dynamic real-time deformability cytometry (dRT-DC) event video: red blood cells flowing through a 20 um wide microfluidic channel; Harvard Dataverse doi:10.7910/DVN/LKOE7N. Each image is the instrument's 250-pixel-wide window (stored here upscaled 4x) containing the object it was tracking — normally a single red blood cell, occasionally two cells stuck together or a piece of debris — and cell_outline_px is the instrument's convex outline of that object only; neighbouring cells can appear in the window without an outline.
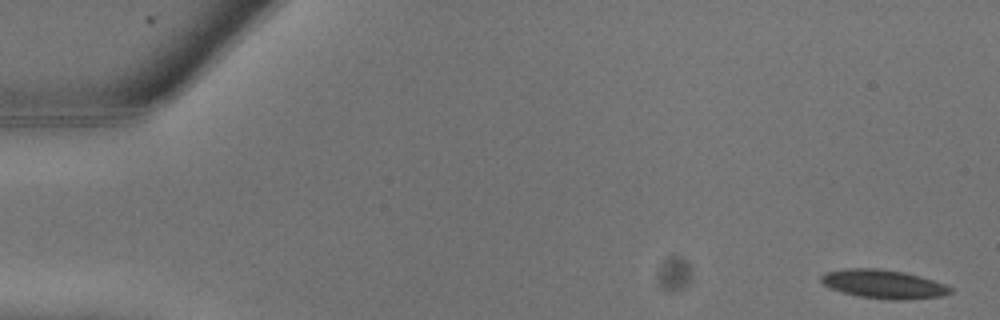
{"species": "common noctule bat (a hibernating species)", "species_latin": "Nyctalus noctula", "temperature_condition": "warm", "stored_images_in_passage": 11, "camera_frame_rate_fps": 3000, "um_per_image_px": 0.085, "animal": {"sex": "male", "body_mass_g": 13.3}, "frame": {"image": 1, "passage_image": 1, "time_ms": 0.0, "image_size_px": [1000, 320], "cell_outline_px": [[952, 292], [940, 296], [904, 300], [888, 300], [860, 296], [840, 292], [824, 284], [820, 280], [820, 276], [824, 272], [848, 268], [876, 268], [904, 272], [920, 276], [944, 284], [952, 288]], "centroid_in_image_um": [75.07, 24.14], "position_along_channel_um": 9.9, "area_um2": 21.56}}
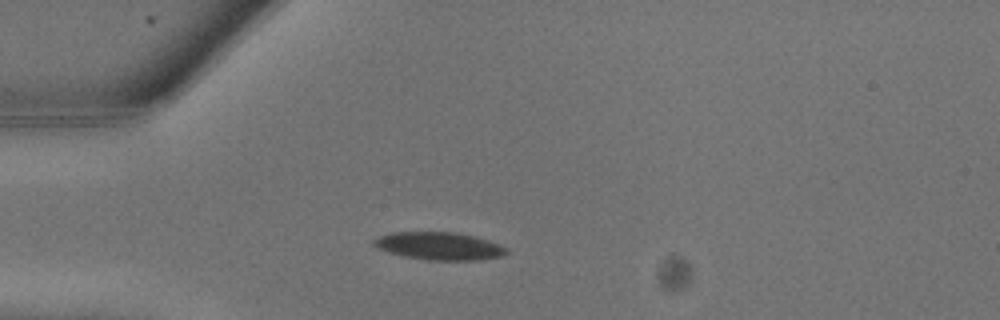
{"frame": {"image": 2, "passage_image": 7, "time_ms": 2.0, "image_size_px": [1000, 320], "cell_outline_px": [[508, 252], [500, 256], [480, 260], [428, 260], [404, 256], [388, 252], [376, 248], [372, 244], [372, 240], [380, 236], [392, 232], [452, 232], [472, 236], [488, 240], [500, 244], [508, 248]], "centroid_in_image_um": [37.31, 20.91], "position_along_channel_um": 47.7, "area_um2": 21.39}}
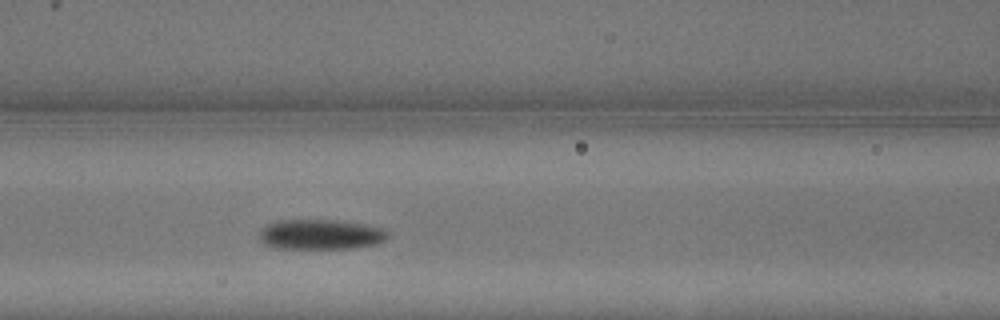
{"frame": {"image": 3, "passage_image": 11, "time_ms": 3.333, "image_size_px": [1000, 320], "cell_outline_px": [[388, 236], [384, 240], [376, 244], [352, 248], [276, 248], [264, 244], [260, 240], [260, 232], [268, 224], [276, 220], [332, 220], [364, 224], [384, 228], [388, 232]], "centroid_in_image_um": [27.26, 19.92], "position_along_channel_um": 139.3, "area_um2": 22.37}}